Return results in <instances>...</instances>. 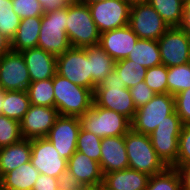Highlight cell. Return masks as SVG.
Returning <instances> with one entry per match:
<instances>
[{
    "instance_id": "cell-1",
    "label": "cell",
    "mask_w": 190,
    "mask_h": 190,
    "mask_svg": "<svg viewBox=\"0 0 190 190\" xmlns=\"http://www.w3.org/2000/svg\"><path fill=\"white\" fill-rule=\"evenodd\" d=\"M96 106L115 111L132 121L136 107L130 91L119 75L113 70L96 87L93 92Z\"/></svg>"
},
{
    "instance_id": "cell-2",
    "label": "cell",
    "mask_w": 190,
    "mask_h": 190,
    "mask_svg": "<svg viewBox=\"0 0 190 190\" xmlns=\"http://www.w3.org/2000/svg\"><path fill=\"white\" fill-rule=\"evenodd\" d=\"M55 108L61 116L81 117L93 105V91L59 74L53 77Z\"/></svg>"
},
{
    "instance_id": "cell-3",
    "label": "cell",
    "mask_w": 190,
    "mask_h": 190,
    "mask_svg": "<svg viewBox=\"0 0 190 190\" xmlns=\"http://www.w3.org/2000/svg\"><path fill=\"white\" fill-rule=\"evenodd\" d=\"M129 167L149 176L163 172L167 166L157 156L149 135L130 129L124 135Z\"/></svg>"
},
{
    "instance_id": "cell-4",
    "label": "cell",
    "mask_w": 190,
    "mask_h": 190,
    "mask_svg": "<svg viewBox=\"0 0 190 190\" xmlns=\"http://www.w3.org/2000/svg\"><path fill=\"white\" fill-rule=\"evenodd\" d=\"M67 13L68 6H64L41 16L38 48L57 57L72 47L66 33Z\"/></svg>"
},
{
    "instance_id": "cell-5",
    "label": "cell",
    "mask_w": 190,
    "mask_h": 190,
    "mask_svg": "<svg viewBox=\"0 0 190 190\" xmlns=\"http://www.w3.org/2000/svg\"><path fill=\"white\" fill-rule=\"evenodd\" d=\"M66 33L74 48L97 46L101 33L87 4L68 6Z\"/></svg>"
},
{
    "instance_id": "cell-6",
    "label": "cell",
    "mask_w": 190,
    "mask_h": 190,
    "mask_svg": "<svg viewBox=\"0 0 190 190\" xmlns=\"http://www.w3.org/2000/svg\"><path fill=\"white\" fill-rule=\"evenodd\" d=\"M81 127L100 138L124 136L131 129V121L125 116L93 105L80 117Z\"/></svg>"
},
{
    "instance_id": "cell-7",
    "label": "cell",
    "mask_w": 190,
    "mask_h": 190,
    "mask_svg": "<svg viewBox=\"0 0 190 190\" xmlns=\"http://www.w3.org/2000/svg\"><path fill=\"white\" fill-rule=\"evenodd\" d=\"M174 111L175 98L173 95L169 93L155 94L149 102L136 110L131 121V129L150 135Z\"/></svg>"
},
{
    "instance_id": "cell-8",
    "label": "cell",
    "mask_w": 190,
    "mask_h": 190,
    "mask_svg": "<svg viewBox=\"0 0 190 190\" xmlns=\"http://www.w3.org/2000/svg\"><path fill=\"white\" fill-rule=\"evenodd\" d=\"M183 124L174 111L149 135L157 156L167 167L177 165L179 136Z\"/></svg>"
},
{
    "instance_id": "cell-9",
    "label": "cell",
    "mask_w": 190,
    "mask_h": 190,
    "mask_svg": "<svg viewBox=\"0 0 190 190\" xmlns=\"http://www.w3.org/2000/svg\"><path fill=\"white\" fill-rule=\"evenodd\" d=\"M129 26L139 39L158 40L170 26L148 2L131 4Z\"/></svg>"
},
{
    "instance_id": "cell-10",
    "label": "cell",
    "mask_w": 190,
    "mask_h": 190,
    "mask_svg": "<svg viewBox=\"0 0 190 190\" xmlns=\"http://www.w3.org/2000/svg\"><path fill=\"white\" fill-rule=\"evenodd\" d=\"M30 161L40 174L66 182L68 160L62 158L53 144L45 137L31 139Z\"/></svg>"
},
{
    "instance_id": "cell-11",
    "label": "cell",
    "mask_w": 190,
    "mask_h": 190,
    "mask_svg": "<svg viewBox=\"0 0 190 190\" xmlns=\"http://www.w3.org/2000/svg\"><path fill=\"white\" fill-rule=\"evenodd\" d=\"M56 73L72 83L91 89L90 60L86 48L71 47L57 56Z\"/></svg>"
},
{
    "instance_id": "cell-12",
    "label": "cell",
    "mask_w": 190,
    "mask_h": 190,
    "mask_svg": "<svg viewBox=\"0 0 190 190\" xmlns=\"http://www.w3.org/2000/svg\"><path fill=\"white\" fill-rule=\"evenodd\" d=\"M88 7L100 33L129 25L131 3L126 0H105Z\"/></svg>"
},
{
    "instance_id": "cell-13",
    "label": "cell",
    "mask_w": 190,
    "mask_h": 190,
    "mask_svg": "<svg viewBox=\"0 0 190 190\" xmlns=\"http://www.w3.org/2000/svg\"><path fill=\"white\" fill-rule=\"evenodd\" d=\"M162 64L166 67L190 62V34L179 27H170L158 40Z\"/></svg>"
},
{
    "instance_id": "cell-14",
    "label": "cell",
    "mask_w": 190,
    "mask_h": 190,
    "mask_svg": "<svg viewBox=\"0 0 190 190\" xmlns=\"http://www.w3.org/2000/svg\"><path fill=\"white\" fill-rule=\"evenodd\" d=\"M80 129L79 117L60 115L45 138L53 144L62 158L69 160L77 150Z\"/></svg>"
},
{
    "instance_id": "cell-15",
    "label": "cell",
    "mask_w": 190,
    "mask_h": 190,
    "mask_svg": "<svg viewBox=\"0 0 190 190\" xmlns=\"http://www.w3.org/2000/svg\"><path fill=\"white\" fill-rule=\"evenodd\" d=\"M0 82L4 91H26L31 83L21 52L9 51L0 57Z\"/></svg>"
},
{
    "instance_id": "cell-16",
    "label": "cell",
    "mask_w": 190,
    "mask_h": 190,
    "mask_svg": "<svg viewBox=\"0 0 190 190\" xmlns=\"http://www.w3.org/2000/svg\"><path fill=\"white\" fill-rule=\"evenodd\" d=\"M103 176L99 163L79 151L68 160L66 183L100 188Z\"/></svg>"
},
{
    "instance_id": "cell-17",
    "label": "cell",
    "mask_w": 190,
    "mask_h": 190,
    "mask_svg": "<svg viewBox=\"0 0 190 190\" xmlns=\"http://www.w3.org/2000/svg\"><path fill=\"white\" fill-rule=\"evenodd\" d=\"M59 116L55 107L31 104L29 110L20 121L23 139L46 137Z\"/></svg>"
},
{
    "instance_id": "cell-18",
    "label": "cell",
    "mask_w": 190,
    "mask_h": 190,
    "mask_svg": "<svg viewBox=\"0 0 190 190\" xmlns=\"http://www.w3.org/2000/svg\"><path fill=\"white\" fill-rule=\"evenodd\" d=\"M139 37L129 25L101 33L99 46L115 61L126 59Z\"/></svg>"
},
{
    "instance_id": "cell-19",
    "label": "cell",
    "mask_w": 190,
    "mask_h": 190,
    "mask_svg": "<svg viewBox=\"0 0 190 190\" xmlns=\"http://www.w3.org/2000/svg\"><path fill=\"white\" fill-rule=\"evenodd\" d=\"M99 165L103 175L129 167L124 136L102 138Z\"/></svg>"
},
{
    "instance_id": "cell-20",
    "label": "cell",
    "mask_w": 190,
    "mask_h": 190,
    "mask_svg": "<svg viewBox=\"0 0 190 190\" xmlns=\"http://www.w3.org/2000/svg\"><path fill=\"white\" fill-rule=\"evenodd\" d=\"M28 68L31 82L53 78L56 74L57 57L41 48L21 51Z\"/></svg>"
},
{
    "instance_id": "cell-21",
    "label": "cell",
    "mask_w": 190,
    "mask_h": 190,
    "mask_svg": "<svg viewBox=\"0 0 190 190\" xmlns=\"http://www.w3.org/2000/svg\"><path fill=\"white\" fill-rule=\"evenodd\" d=\"M149 175L134 169H123L106 173L99 190H145Z\"/></svg>"
},
{
    "instance_id": "cell-22",
    "label": "cell",
    "mask_w": 190,
    "mask_h": 190,
    "mask_svg": "<svg viewBox=\"0 0 190 190\" xmlns=\"http://www.w3.org/2000/svg\"><path fill=\"white\" fill-rule=\"evenodd\" d=\"M31 160V139H22L7 147L0 148V179L19 165Z\"/></svg>"
},
{
    "instance_id": "cell-23",
    "label": "cell",
    "mask_w": 190,
    "mask_h": 190,
    "mask_svg": "<svg viewBox=\"0 0 190 190\" xmlns=\"http://www.w3.org/2000/svg\"><path fill=\"white\" fill-rule=\"evenodd\" d=\"M39 175L31 161L21 164L0 179V190H32Z\"/></svg>"
},
{
    "instance_id": "cell-24",
    "label": "cell",
    "mask_w": 190,
    "mask_h": 190,
    "mask_svg": "<svg viewBox=\"0 0 190 190\" xmlns=\"http://www.w3.org/2000/svg\"><path fill=\"white\" fill-rule=\"evenodd\" d=\"M41 28V16L21 19L20 25L11 41V50L21 52L25 49L36 48Z\"/></svg>"
},
{
    "instance_id": "cell-25",
    "label": "cell",
    "mask_w": 190,
    "mask_h": 190,
    "mask_svg": "<svg viewBox=\"0 0 190 190\" xmlns=\"http://www.w3.org/2000/svg\"><path fill=\"white\" fill-rule=\"evenodd\" d=\"M87 57L90 60L91 90L114 70L115 60L99 45L87 47Z\"/></svg>"
},
{
    "instance_id": "cell-26",
    "label": "cell",
    "mask_w": 190,
    "mask_h": 190,
    "mask_svg": "<svg viewBox=\"0 0 190 190\" xmlns=\"http://www.w3.org/2000/svg\"><path fill=\"white\" fill-rule=\"evenodd\" d=\"M127 59L134 61L145 68L162 64L158 41L138 39Z\"/></svg>"
},
{
    "instance_id": "cell-27",
    "label": "cell",
    "mask_w": 190,
    "mask_h": 190,
    "mask_svg": "<svg viewBox=\"0 0 190 190\" xmlns=\"http://www.w3.org/2000/svg\"><path fill=\"white\" fill-rule=\"evenodd\" d=\"M30 105L27 91H4L2 115L20 122Z\"/></svg>"
},
{
    "instance_id": "cell-28",
    "label": "cell",
    "mask_w": 190,
    "mask_h": 190,
    "mask_svg": "<svg viewBox=\"0 0 190 190\" xmlns=\"http://www.w3.org/2000/svg\"><path fill=\"white\" fill-rule=\"evenodd\" d=\"M170 27H178L182 21L184 3L182 0H148Z\"/></svg>"
},
{
    "instance_id": "cell-29",
    "label": "cell",
    "mask_w": 190,
    "mask_h": 190,
    "mask_svg": "<svg viewBox=\"0 0 190 190\" xmlns=\"http://www.w3.org/2000/svg\"><path fill=\"white\" fill-rule=\"evenodd\" d=\"M26 91L31 104L55 107L53 78L31 82Z\"/></svg>"
},
{
    "instance_id": "cell-30",
    "label": "cell",
    "mask_w": 190,
    "mask_h": 190,
    "mask_svg": "<svg viewBox=\"0 0 190 190\" xmlns=\"http://www.w3.org/2000/svg\"><path fill=\"white\" fill-rule=\"evenodd\" d=\"M114 70L128 89L143 82L147 72V68L127 58L116 61Z\"/></svg>"
},
{
    "instance_id": "cell-31",
    "label": "cell",
    "mask_w": 190,
    "mask_h": 190,
    "mask_svg": "<svg viewBox=\"0 0 190 190\" xmlns=\"http://www.w3.org/2000/svg\"><path fill=\"white\" fill-rule=\"evenodd\" d=\"M145 190H181L178 171L167 167L163 172L150 176Z\"/></svg>"
},
{
    "instance_id": "cell-32",
    "label": "cell",
    "mask_w": 190,
    "mask_h": 190,
    "mask_svg": "<svg viewBox=\"0 0 190 190\" xmlns=\"http://www.w3.org/2000/svg\"><path fill=\"white\" fill-rule=\"evenodd\" d=\"M168 93L175 96L190 88V62L187 64L168 67Z\"/></svg>"
},
{
    "instance_id": "cell-33",
    "label": "cell",
    "mask_w": 190,
    "mask_h": 190,
    "mask_svg": "<svg viewBox=\"0 0 190 190\" xmlns=\"http://www.w3.org/2000/svg\"><path fill=\"white\" fill-rule=\"evenodd\" d=\"M12 0H0V32L13 40L21 18L13 11Z\"/></svg>"
},
{
    "instance_id": "cell-34",
    "label": "cell",
    "mask_w": 190,
    "mask_h": 190,
    "mask_svg": "<svg viewBox=\"0 0 190 190\" xmlns=\"http://www.w3.org/2000/svg\"><path fill=\"white\" fill-rule=\"evenodd\" d=\"M101 141L102 138L95 134L84 130L82 127L78 134L77 150L85 154L88 158H91L98 163L101 159Z\"/></svg>"
},
{
    "instance_id": "cell-35",
    "label": "cell",
    "mask_w": 190,
    "mask_h": 190,
    "mask_svg": "<svg viewBox=\"0 0 190 190\" xmlns=\"http://www.w3.org/2000/svg\"><path fill=\"white\" fill-rule=\"evenodd\" d=\"M22 139L20 122L0 115V148L15 144Z\"/></svg>"
},
{
    "instance_id": "cell-36",
    "label": "cell",
    "mask_w": 190,
    "mask_h": 190,
    "mask_svg": "<svg viewBox=\"0 0 190 190\" xmlns=\"http://www.w3.org/2000/svg\"><path fill=\"white\" fill-rule=\"evenodd\" d=\"M168 67L161 64L147 69L144 82L156 94L168 93Z\"/></svg>"
},
{
    "instance_id": "cell-37",
    "label": "cell",
    "mask_w": 190,
    "mask_h": 190,
    "mask_svg": "<svg viewBox=\"0 0 190 190\" xmlns=\"http://www.w3.org/2000/svg\"><path fill=\"white\" fill-rule=\"evenodd\" d=\"M13 11L21 18L42 16L44 11L38 0H12Z\"/></svg>"
},
{
    "instance_id": "cell-38",
    "label": "cell",
    "mask_w": 190,
    "mask_h": 190,
    "mask_svg": "<svg viewBox=\"0 0 190 190\" xmlns=\"http://www.w3.org/2000/svg\"><path fill=\"white\" fill-rule=\"evenodd\" d=\"M175 111L183 125H190V88L174 96Z\"/></svg>"
},
{
    "instance_id": "cell-39",
    "label": "cell",
    "mask_w": 190,
    "mask_h": 190,
    "mask_svg": "<svg viewBox=\"0 0 190 190\" xmlns=\"http://www.w3.org/2000/svg\"><path fill=\"white\" fill-rule=\"evenodd\" d=\"M190 163V125H183L179 136L177 165Z\"/></svg>"
},
{
    "instance_id": "cell-40",
    "label": "cell",
    "mask_w": 190,
    "mask_h": 190,
    "mask_svg": "<svg viewBox=\"0 0 190 190\" xmlns=\"http://www.w3.org/2000/svg\"><path fill=\"white\" fill-rule=\"evenodd\" d=\"M131 97L133 99L134 105L136 109L142 107L147 102H149L154 96L155 92L152 91L146 83L139 82L138 84L134 85L133 87L129 88Z\"/></svg>"
},
{
    "instance_id": "cell-41",
    "label": "cell",
    "mask_w": 190,
    "mask_h": 190,
    "mask_svg": "<svg viewBox=\"0 0 190 190\" xmlns=\"http://www.w3.org/2000/svg\"><path fill=\"white\" fill-rule=\"evenodd\" d=\"M64 182L45 174H40L32 190H61Z\"/></svg>"
},
{
    "instance_id": "cell-42",
    "label": "cell",
    "mask_w": 190,
    "mask_h": 190,
    "mask_svg": "<svg viewBox=\"0 0 190 190\" xmlns=\"http://www.w3.org/2000/svg\"><path fill=\"white\" fill-rule=\"evenodd\" d=\"M181 179V190H190V163L174 167Z\"/></svg>"
},
{
    "instance_id": "cell-43",
    "label": "cell",
    "mask_w": 190,
    "mask_h": 190,
    "mask_svg": "<svg viewBox=\"0 0 190 190\" xmlns=\"http://www.w3.org/2000/svg\"><path fill=\"white\" fill-rule=\"evenodd\" d=\"M44 13L56 11L57 9H60L64 7L61 0H38Z\"/></svg>"
},
{
    "instance_id": "cell-44",
    "label": "cell",
    "mask_w": 190,
    "mask_h": 190,
    "mask_svg": "<svg viewBox=\"0 0 190 190\" xmlns=\"http://www.w3.org/2000/svg\"><path fill=\"white\" fill-rule=\"evenodd\" d=\"M178 27L190 34V2L184 5L182 21Z\"/></svg>"
},
{
    "instance_id": "cell-45",
    "label": "cell",
    "mask_w": 190,
    "mask_h": 190,
    "mask_svg": "<svg viewBox=\"0 0 190 190\" xmlns=\"http://www.w3.org/2000/svg\"><path fill=\"white\" fill-rule=\"evenodd\" d=\"M11 51V41L0 32V57Z\"/></svg>"
},
{
    "instance_id": "cell-46",
    "label": "cell",
    "mask_w": 190,
    "mask_h": 190,
    "mask_svg": "<svg viewBox=\"0 0 190 190\" xmlns=\"http://www.w3.org/2000/svg\"><path fill=\"white\" fill-rule=\"evenodd\" d=\"M61 190H99V188L84 185H74L65 182L62 185Z\"/></svg>"
},
{
    "instance_id": "cell-47",
    "label": "cell",
    "mask_w": 190,
    "mask_h": 190,
    "mask_svg": "<svg viewBox=\"0 0 190 190\" xmlns=\"http://www.w3.org/2000/svg\"><path fill=\"white\" fill-rule=\"evenodd\" d=\"M64 6L78 5L82 3V0H61Z\"/></svg>"
},
{
    "instance_id": "cell-48",
    "label": "cell",
    "mask_w": 190,
    "mask_h": 190,
    "mask_svg": "<svg viewBox=\"0 0 190 190\" xmlns=\"http://www.w3.org/2000/svg\"><path fill=\"white\" fill-rule=\"evenodd\" d=\"M100 1H105V0H82V3L88 5V4H93Z\"/></svg>"
},
{
    "instance_id": "cell-49",
    "label": "cell",
    "mask_w": 190,
    "mask_h": 190,
    "mask_svg": "<svg viewBox=\"0 0 190 190\" xmlns=\"http://www.w3.org/2000/svg\"><path fill=\"white\" fill-rule=\"evenodd\" d=\"M3 98H4V91L0 93V115H2Z\"/></svg>"
},
{
    "instance_id": "cell-50",
    "label": "cell",
    "mask_w": 190,
    "mask_h": 190,
    "mask_svg": "<svg viewBox=\"0 0 190 190\" xmlns=\"http://www.w3.org/2000/svg\"><path fill=\"white\" fill-rule=\"evenodd\" d=\"M128 2H130L131 4L132 3H135V2H147L148 0H126Z\"/></svg>"
},
{
    "instance_id": "cell-51",
    "label": "cell",
    "mask_w": 190,
    "mask_h": 190,
    "mask_svg": "<svg viewBox=\"0 0 190 190\" xmlns=\"http://www.w3.org/2000/svg\"><path fill=\"white\" fill-rule=\"evenodd\" d=\"M4 91L3 87H2V84L0 82V93H2Z\"/></svg>"
},
{
    "instance_id": "cell-52",
    "label": "cell",
    "mask_w": 190,
    "mask_h": 190,
    "mask_svg": "<svg viewBox=\"0 0 190 190\" xmlns=\"http://www.w3.org/2000/svg\"><path fill=\"white\" fill-rule=\"evenodd\" d=\"M184 4H187L190 2V0H182Z\"/></svg>"
}]
</instances>
